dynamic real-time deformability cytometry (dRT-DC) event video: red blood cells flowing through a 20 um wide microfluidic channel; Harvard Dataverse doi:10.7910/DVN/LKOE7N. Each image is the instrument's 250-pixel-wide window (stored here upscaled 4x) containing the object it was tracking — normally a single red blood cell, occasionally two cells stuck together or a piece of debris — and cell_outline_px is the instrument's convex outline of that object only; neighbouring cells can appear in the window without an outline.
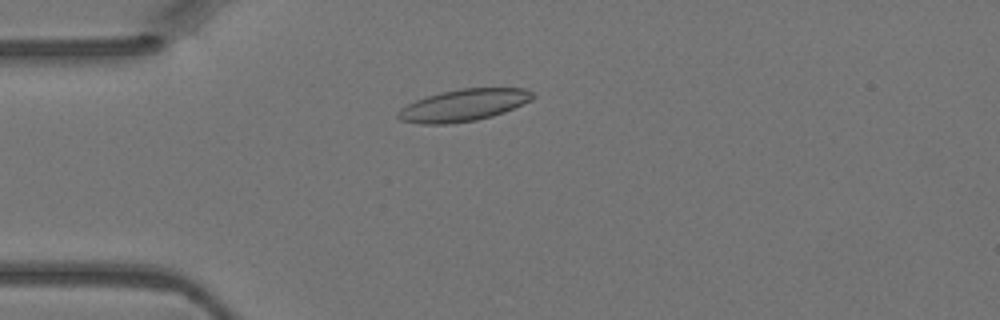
{"species": "Egyptian fruit bat (a non-hibernating species)", "species_latin": "Rousettus aegyptiacus", "temperature_condition": "warm", "stored_images_in_passage": 4, "camera_frame_rate_fps": 3000, "um_per_image_px": 0.085, "animal": {"sex": "female"}, "frame": {"image": 1, "passage_image": 3, "time_ms": 0.667, "image_size_px": [1000, 320], "cell_outline_px": [[536, 96], [504, 112], [492, 116], [476, 120], [448, 124], [420, 124], [400, 120], [396, 116], [396, 112], [400, 108], [416, 100], [440, 92], [460, 88], [524, 88], [532, 92]], "centroid_in_image_um": [39.34, 8.94], "position_along_channel_um": 45.7, "area_um2": 24.91}}